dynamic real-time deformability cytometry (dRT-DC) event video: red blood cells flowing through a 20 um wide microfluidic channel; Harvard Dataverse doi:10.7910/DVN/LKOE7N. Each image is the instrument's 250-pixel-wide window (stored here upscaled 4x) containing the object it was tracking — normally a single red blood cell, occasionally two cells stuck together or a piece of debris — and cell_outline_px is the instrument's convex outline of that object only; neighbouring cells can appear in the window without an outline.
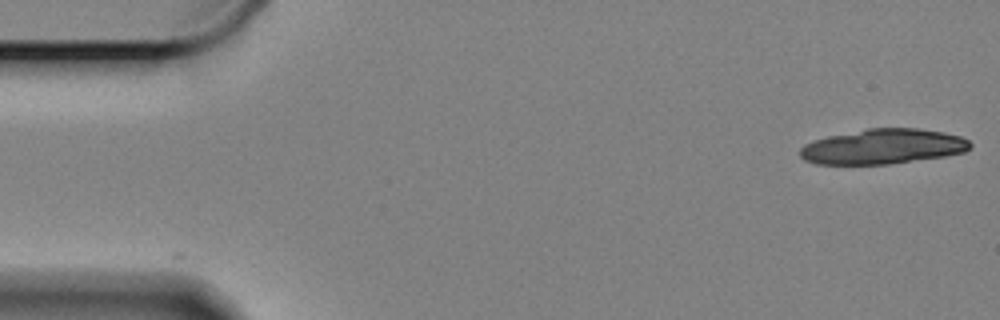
{"species": "Egyptian fruit bat (a non-hibernating species)", "species_latin": "Rousettus aegyptiacus", "temperature_condition": "cold", "stored_images_in_passage": 19, "camera_frame_rate_fps": 3000, "um_per_image_px": 0.085, "animal": {"sex": "female"}, "frame": {"image": 1, "passage_image": 1, "time_ms": 0.0, "image_size_px": [1000, 320], "cell_outline_px": [[972, 144], [964, 152], [944, 156], [888, 164], [816, 164], [804, 160], [800, 156], [800, 148], [804, 144], [828, 136], [868, 128], [920, 128], [944, 132], [960, 136], [968, 140]], "centroid_in_image_um": [75.04, 12.45], "position_along_channel_um": 10.0, "area_um2": 34.62}}